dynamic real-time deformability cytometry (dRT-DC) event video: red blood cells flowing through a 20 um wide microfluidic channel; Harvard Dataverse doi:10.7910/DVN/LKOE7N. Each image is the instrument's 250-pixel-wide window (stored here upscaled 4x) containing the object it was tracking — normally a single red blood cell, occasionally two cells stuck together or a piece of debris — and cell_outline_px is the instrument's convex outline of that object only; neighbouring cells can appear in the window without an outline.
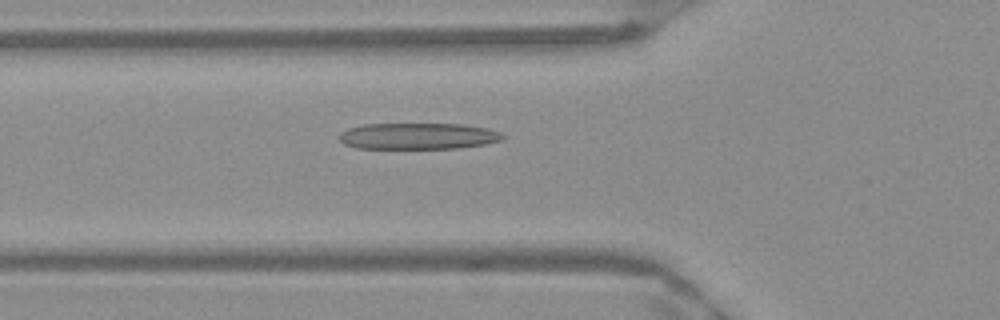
{"species": "Egyptian fruit bat (a non-hibernating species)", "species_latin": "Rousettus aegyptiacus", "temperature_condition": "warm", "stored_images_in_passage": 51, "camera_frame_rate_fps": 3000, "um_per_image_px": 0.085, "frame": {"image": 1, "passage_image": 18, "time_ms": 5.667, "image_size_px": [1000, 320], "cell_outline_px": [[508, 136], [504, 140], [484, 144], [460, 148], [356, 148], [344, 144], [340, 140], [340, 132], [348, 128], [364, 124], [464, 124], [484, 128], [500, 132]], "centroid_in_image_um": [35.56, 11.57], "position_along_channel_um": 90.2, "area_um2": 25.14}}
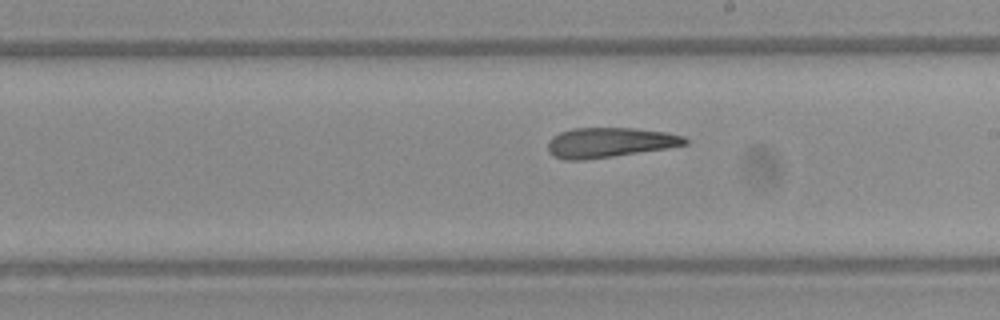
{"frame": {"image": 2, "passage_image": 29, "time_ms": 9.333, "image_size_px": [1000, 320], "cell_outline_px": [[688, 144], [668, 148], [584, 160], [564, 160], [552, 156], [548, 152], [548, 140], [552, 136], [560, 132], [572, 128], [636, 128], [668, 132], [684, 136], [688, 140]], "centroid_in_image_um": [51.8, 12.11], "position_along_channel_um": 237.2, "area_um2": 24.1}}
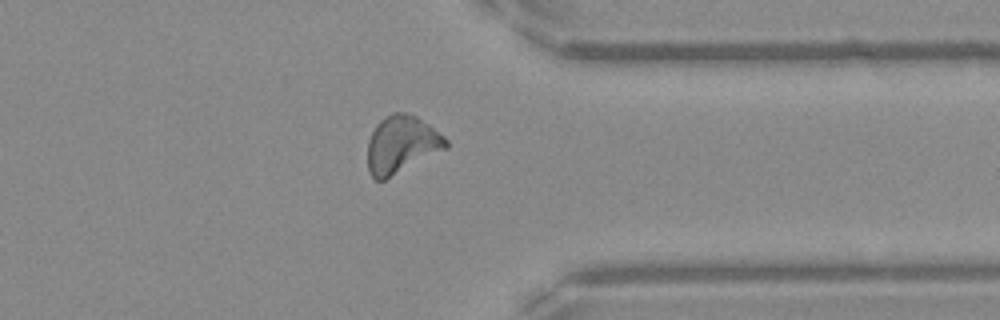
{"frame": {"image": 3, "passage_image": 40, "time_ms": 13.0, "image_size_px": [1000, 320], "cell_outline_px": [[448, 148], [384, 180], [376, 180], [368, 172], [368, 140], [376, 124], [384, 116], [392, 112], [404, 112], [416, 116], [428, 124], [444, 136], [448, 140]], "centroid_in_image_um": [34.13, 12.27], "position_along_channel_um": 377.3, "area_um2": 26.24}, "authors_computed_cell_mechanics": {"area_um2": 25.143, "velocity_mm_per_s": 3.9895, "shape_relaxation_time_tau1_ms": null, "shape_relaxation_time_tau2_ms": 2.7932, "deformation_change_tau1": null, "deformation_change_tau2": 0.1314}}